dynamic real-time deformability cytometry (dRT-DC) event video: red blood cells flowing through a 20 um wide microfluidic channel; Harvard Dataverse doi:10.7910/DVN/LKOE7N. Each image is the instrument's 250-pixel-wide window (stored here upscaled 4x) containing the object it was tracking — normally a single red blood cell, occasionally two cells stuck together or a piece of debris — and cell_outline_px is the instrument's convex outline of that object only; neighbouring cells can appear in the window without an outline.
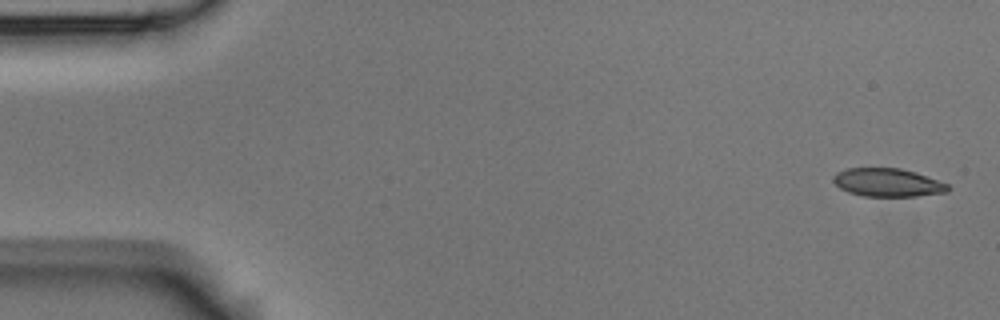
{"species": "Egyptian fruit bat (a non-hibernating species)", "species_latin": "Rousettus aegyptiacus", "temperature_condition": "room temperature", "stored_images_in_passage": 5, "camera_frame_rate_fps": 3000, "um_per_image_px": 0.085, "animal": {"sex": "male"}, "frame": {"image": 1, "passage_image": 1, "time_ms": 0.0, "image_size_px": [1000, 320], "cell_outline_px": [[948, 192], [916, 196], [860, 196], [848, 192], [840, 188], [832, 180], [832, 176], [836, 172], [848, 168], [900, 168], [916, 172], [948, 184]], "centroid_in_image_um": [75.41, 15.51], "position_along_channel_um": 9.6, "area_um2": 18.9}}